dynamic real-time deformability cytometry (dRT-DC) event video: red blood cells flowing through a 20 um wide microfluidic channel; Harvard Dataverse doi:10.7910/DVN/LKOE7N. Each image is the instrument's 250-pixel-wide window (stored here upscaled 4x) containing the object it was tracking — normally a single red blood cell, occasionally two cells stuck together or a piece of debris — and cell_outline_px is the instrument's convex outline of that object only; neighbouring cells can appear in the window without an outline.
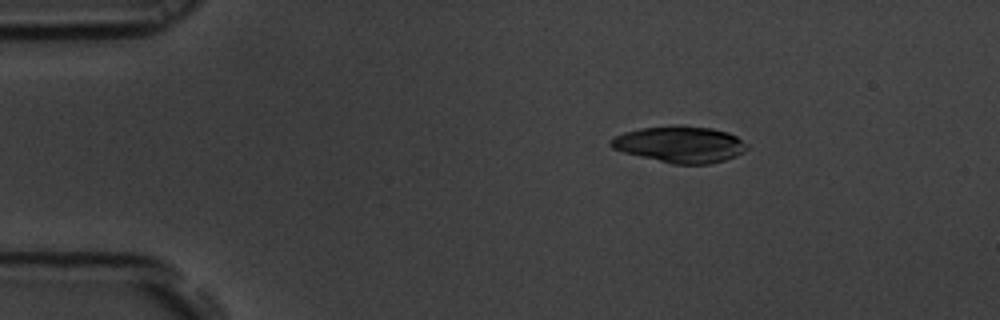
{"species": "common noctule bat (a hibernating species)", "species_latin": "Nyctalus noctula", "temperature_condition": "room temperature", "stored_images_in_passage": 28, "camera_frame_rate_fps": 3000, "um_per_image_px": 0.085, "animal": {"sex": "male", "body_mass_g": 19.5, "forearm_length_mm": 54.6}, "frame": {"image": 1, "passage_image": 1, "time_ms": 0.0, "image_size_px": [1000, 320], "cell_outline_px": [[748, 148], [744, 152], [736, 156], [724, 160], [708, 164], [672, 164], [624, 152], [612, 148], [608, 144], [616, 136], [624, 132], [640, 128], [676, 124], [684, 124], [712, 128], [728, 132], [736, 136], [748, 144]], "centroid_in_image_um": [57.83, 12.25], "position_along_channel_um": 27.2, "area_um2": 29.13}}